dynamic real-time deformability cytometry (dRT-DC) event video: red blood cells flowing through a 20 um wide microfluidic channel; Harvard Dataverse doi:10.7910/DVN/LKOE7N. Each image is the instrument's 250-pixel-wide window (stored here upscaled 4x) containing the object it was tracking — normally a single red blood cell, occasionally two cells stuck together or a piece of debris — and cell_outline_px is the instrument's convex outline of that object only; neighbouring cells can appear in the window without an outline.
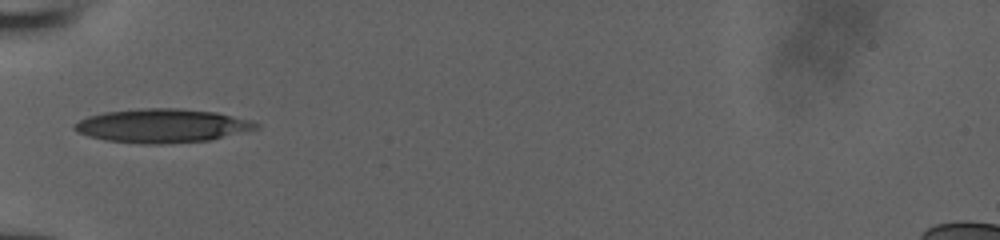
{"species": "human", "species_latin": "Homo sapiens", "temperature_condition": "room temperature", "stored_images_in_passage": 31, "camera_frame_rate_fps": 3000, "um_per_image_px": 0.085, "donor": {"sex": "male"}, "frame": {"image": 1, "passage_image": 1, "time_ms": 0.0, "image_size_px": [1000, 240], "cell_outline_px": [[260, 128], [208, 140], [172, 144], [140, 144], [108, 140], [88, 136], [72, 128], [80, 120], [88, 116], [104, 112], [140, 108], [176, 108], [216, 112], [252, 120], [260, 124]], "centroid_in_image_um": [13.82, 10.69], "position_along_channel_um": 71.2, "area_um2": 35.72}}
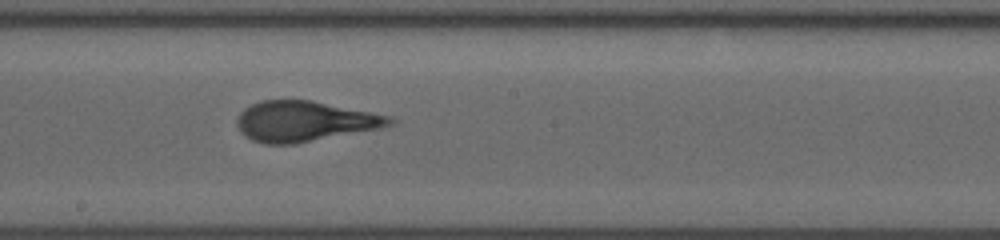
{"frame": {"image": 2, "passage_image": 12, "time_ms": 3.667, "image_size_px": [1000, 240], "cell_outline_px": [[396, 124], [380, 128], [292, 144], [264, 144], [252, 140], [240, 132], [236, 124], [236, 120], [240, 112], [244, 108], [260, 100], [312, 100], [392, 116], [396, 120]], "centroid_in_image_um": [25.89, 10.3], "position_along_channel_um": 222.3, "area_um2": 36.01}}
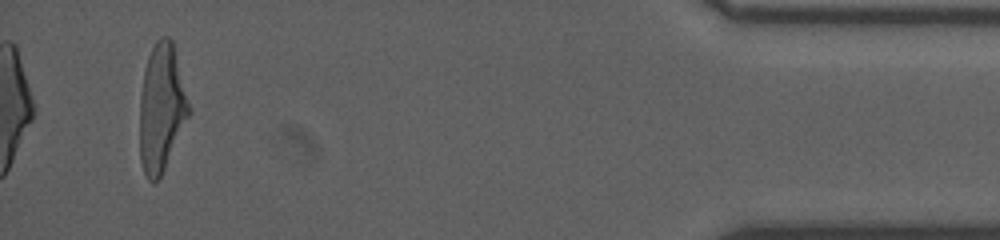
{"frame": {"image": 3, "passage_image": 31, "time_ms": 10.0, "image_size_px": [1000, 240], "cell_outline_px": [[192, 112], [160, 176], [152, 184], [148, 180], [144, 172], [140, 160], [140, 96], [144, 68], [148, 56], [156, 40], [160, 36], [168, 36], [172, 40]], "centroid_in_image_um": [13.73, 9.16], "position_along_channel_um": 421.5, "area_um2": 36.65}}